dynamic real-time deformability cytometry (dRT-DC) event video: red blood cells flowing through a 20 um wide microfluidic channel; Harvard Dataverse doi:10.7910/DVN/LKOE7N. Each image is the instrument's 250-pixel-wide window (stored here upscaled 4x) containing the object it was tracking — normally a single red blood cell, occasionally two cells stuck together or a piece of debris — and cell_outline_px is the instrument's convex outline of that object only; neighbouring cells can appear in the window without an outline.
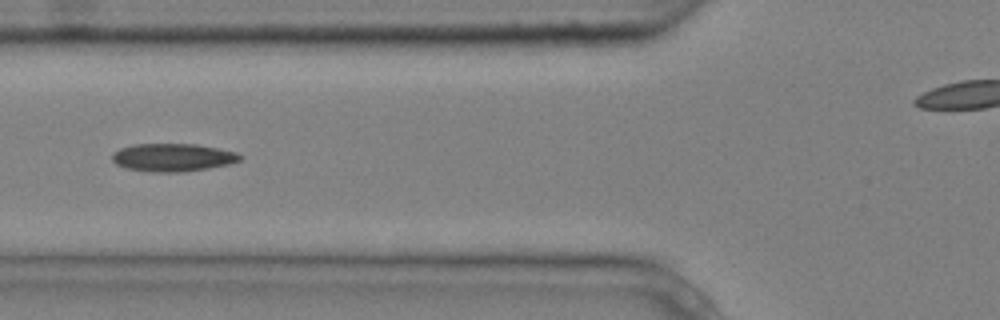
{"species": "common noctule bat (a hibernating species)", "species_latin": "Nyctalus noctula", "temperature_condition": "cold", "stored_images_in_passage": 8, "camera_frame_rate_fps": 3000, "um_per_image_px": 0.085, "animal": {"sex": "male", "body_mass_g": 20.4}, "frame": {"image": 1, "passage_image": 4, "time_ms": 1.0, "image_size_px": [1000, 320], "cell_outline_px": [[244, 156], [240, 160], [228, 164], [208, 168], [184, 172], [152, 172], [128, 168], [116, 164], [112, 160], [112, 152], [120, 148], [136, 144], [196, 144], [236, 152]], "centroid_in_image_um": [14.68, 13.38], "position_along_channel_um": 111.1, "area_um2": 20.75}}
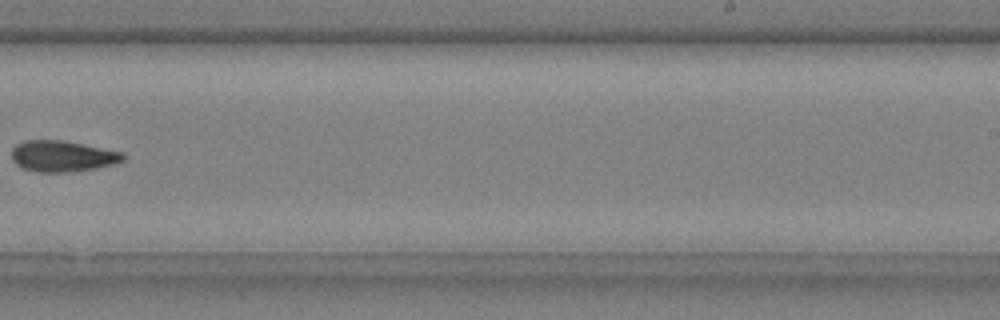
{"frame": {"image": 2, "passage_image": 8, "time_ms": 2.333, "image_size_px": [1000, 320], "cell_outline_px": [[124, 160], [112, 164], [96, 168], [72, 172], [36, 172], [20, 168], [12, 160], [12, 148], [16, 144], [24, 140], [60, 140], [124, 152]], "centroid_in_image_um": [5.26, 13.28], "position_along_channel_um": 283.7, "area_um2": 20.23}}